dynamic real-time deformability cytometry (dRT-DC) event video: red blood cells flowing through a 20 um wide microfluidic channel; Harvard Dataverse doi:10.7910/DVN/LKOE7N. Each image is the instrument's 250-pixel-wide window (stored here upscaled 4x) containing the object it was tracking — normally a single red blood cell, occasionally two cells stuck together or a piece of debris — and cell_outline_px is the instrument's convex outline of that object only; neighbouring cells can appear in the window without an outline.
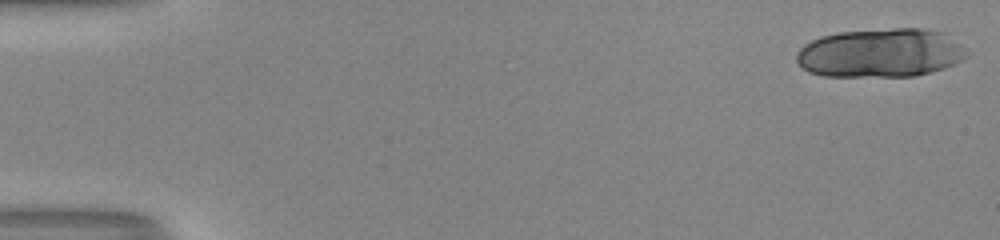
{"species": "human", "species_latin": "Homo sapiens", "temperature_condition": "room temperature", "stored_images_in_passage": 19, "camera_frame_rate_fps": 3000, "um_per_image_px": 0.085, "donor": {"sex": "male"}, "frame": {"image": 1, "passage_image": 1, "time_ms": 0.0, "image_size_px": [1000, 240], "cell_outline_px": [[968, 56], [964, 60], [944, 68], [932, 72], [916, 76], [820, 76], [808, 72], [796, 60], [796, 52], [804, 44], [820, 36], [840, 32], [892, 28], [920, 28], [944, 32], [960, 44], [968, 52]], "centroid_in_image_um": [74.85, 4.5], "position_along_channel_um": 10.1, "area_um2": 48.78}}
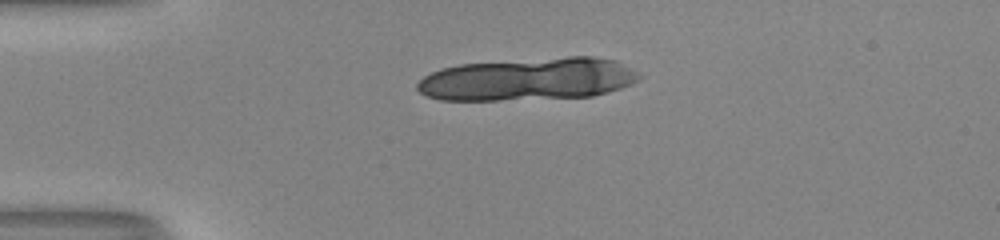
{"frame": {"image": 2, "passage_image": 13, "time_ms": 4.0, "image_size_px": [1000, 240], "cell_outline_px": [[640, 76], [632, 84], [608, 92], [592, 96], [500, 100], [440, 100], [428, 96], [420, 92], [416, 88], [416, 84], [424, 76], [432, 72], [444, 68], [460, 64], [568, 56], [592, 56], [616, 60], [636, 72]], "centroid_in_image_um": [44.87, 6.72], "position_along_channel_um": 40.1, "area_um2": 54.91}}